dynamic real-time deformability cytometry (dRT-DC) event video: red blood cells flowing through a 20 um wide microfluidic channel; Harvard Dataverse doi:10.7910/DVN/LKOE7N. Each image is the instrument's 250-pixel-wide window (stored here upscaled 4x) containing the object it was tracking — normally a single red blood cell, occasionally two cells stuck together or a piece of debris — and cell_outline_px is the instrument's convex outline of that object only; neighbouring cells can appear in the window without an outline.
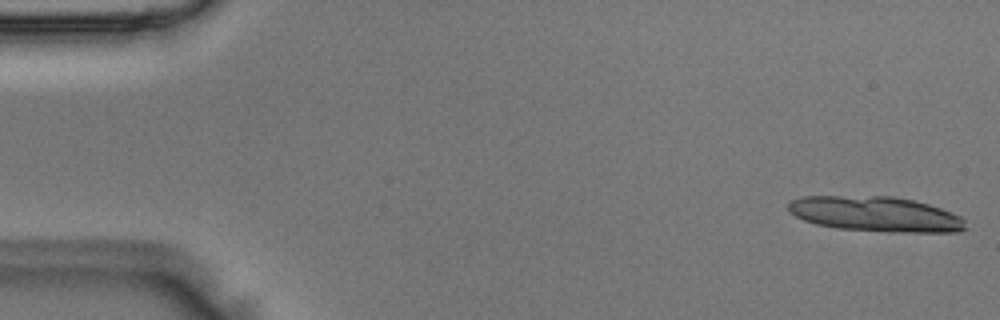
{"species": "Egyptian fruit bat (a non-hibernating species)", "species_latin": "Rousettus aegyptiacus", "temperature_condition": "room temperature", "stored_images_in_passage": 13, "camera_frame_rate_fps": 3000, "um_per_image_px": 0.085, "animal": {"sex": "male"}, "frame": {"image": 1, "passage_image": 1, "time_ms": 0.0, "image_size_px": [1000, 320], "cell_outline_px": [[968, 228], [960, 232], [888, 232], [836, 228], [816, 224], [804, 220], [788, 212], [788, 204], [792, 200], [800, 196], [892, 196], [912, 200], [928, 204], [952, 212], [960, 216], [964, 220]], "centroid_in_image_um": [74.43, 18.2], "position_along_channel_um": 10.6, "area_um2": 36.53}}